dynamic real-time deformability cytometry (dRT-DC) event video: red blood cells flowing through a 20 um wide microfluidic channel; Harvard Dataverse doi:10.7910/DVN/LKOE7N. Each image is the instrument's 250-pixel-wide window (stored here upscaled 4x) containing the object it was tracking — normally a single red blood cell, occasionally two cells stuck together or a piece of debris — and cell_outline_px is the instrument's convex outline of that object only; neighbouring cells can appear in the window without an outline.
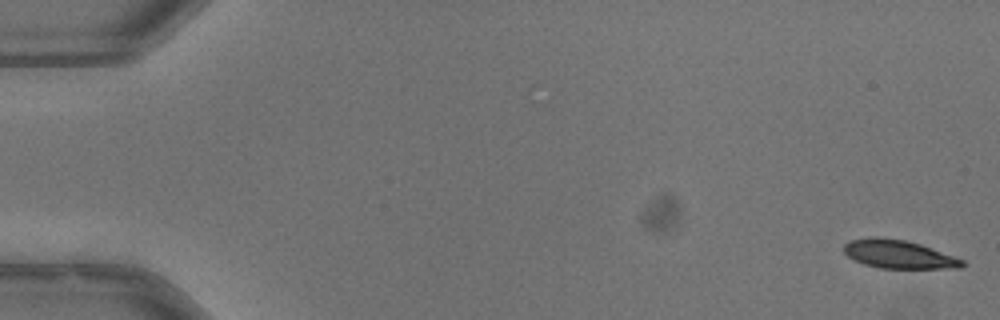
{"species": "common noctule bat (a hibernating species)", "species_latin": "Nyctalus noctula", "temperature_condition": "warm", "stored_images_in_passage": 53, "camera_frame_rate_fps": 3000, "um_per_image_px": 0.085, "animal": {"sex": "male", "body_mass_g": 13.3}, "frame": {"image": 1, "passage_image": 1, "time_ms": 0.0, "image_size_px": [1000, 320], "cell_outline_px": [[964, 264], [960, 268], [880, 268], [864, 264], [848, 256], [844, 252], [844, 244], [852, 240], [876, 236], [904, 240], [920, 244], [964, 260]], "centroid_in_image_um": [76.37, 21.61], "position_along_channel_um": 8.6, "area_um2": 19.25}}
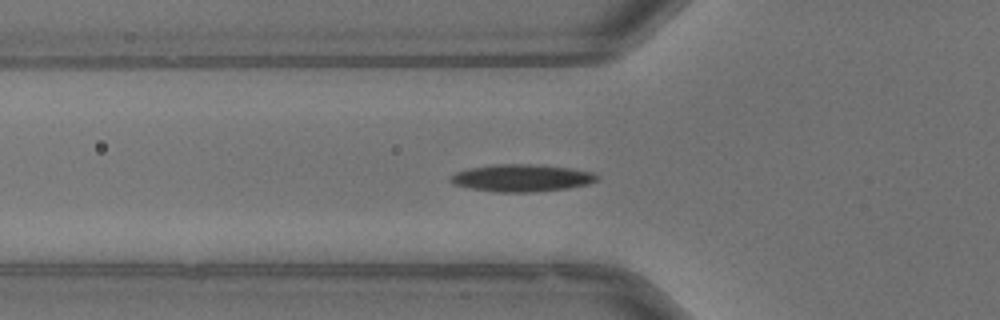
{"frame": {"image": 2, "passage_image": 19, "time_ms": 6.0, "image_size_px": [1000, 320], "cell_outline_px": [[600, 176], [596, 180], [588, 184], [568, 188], [532, 192], [496, 192], [472, 188], [456, 184], [448, 180], [456, 172], [468, 168], [492, 164], [536, 164], [572, 168], [596, 172]], "centroid_in_image_um": [44.4, 15.11], "position_along_channel_um": 81.4, "area_um2": 23.35}}
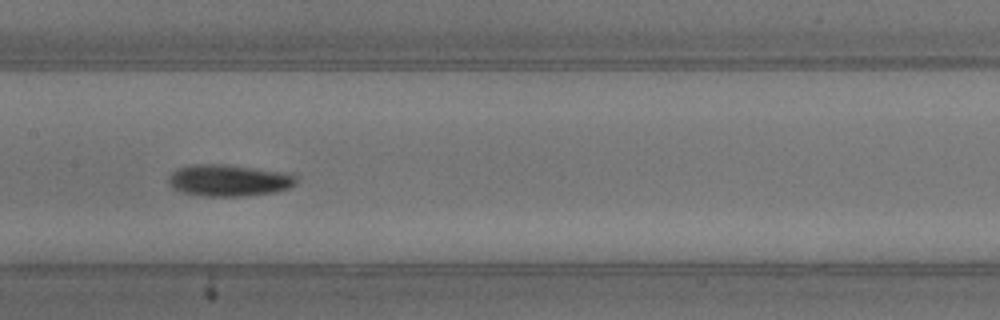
{"frame": {"image": 3, "passage_image": 27, "time_ms": 8.667, "image_size_px": [1000, 320], "cell_outline_px": [[296, 184], [288, 188], [276, 192], [248, 196], [200, 196], [180, 192], [172, 188], [168, 184], [168, 176], [172, 172], [188, 164], [228, 164], [292, 172], [296, 176]], "centroid_in_image_um": [19.47, 15.32], "position_along_channel_um": 187.9, "area_um2": 24.28}, "authors_computed_cell_mechanics": {"area_um2": 21.386, "velocity_mm_per_s": 3.9645, "shape_relaxation_time_tau1_ms": 3.9177, "shape_relaxation_time_tau2_ms": null, "deformation_change_tau1": 0.1287, "deformation_change_tau2": null}}